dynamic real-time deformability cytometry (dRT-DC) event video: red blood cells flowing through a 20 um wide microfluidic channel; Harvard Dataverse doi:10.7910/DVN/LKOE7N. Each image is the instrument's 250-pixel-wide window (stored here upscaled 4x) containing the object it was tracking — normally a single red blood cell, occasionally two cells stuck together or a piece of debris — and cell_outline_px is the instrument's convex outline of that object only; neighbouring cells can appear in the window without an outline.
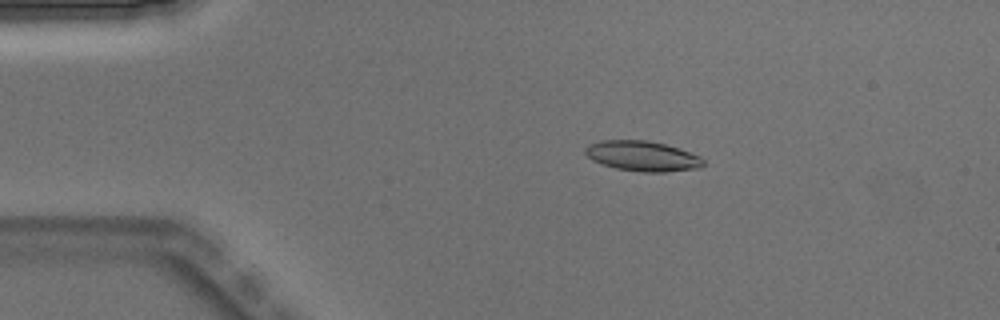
{"species": "Egyptian fruit bat (a non-hibernating species)", "species_latin": "Rousettus aegyptiacus", "temperature_condition": "warm", "stored_images_in_passage": 5, "camera_frame_rate_fps": 3000, "um_per_image_px": 0.085, "animal": {"sex": "male"}, "frame": {"image": 1, "passage_image": 2, "time_ms": 0.333, "image_size_px": [1000, 320], "cell_outline_px": [[704, 164], [700, 168], [664, 172], [644, 172], [616, 168], [592, 160], [584, 152], [584, 148], [588, 144], [600, 140], [648, 140], [680, 148], [700, 156], [704, 160]], "centroid_in_image_um": [54.61, 13.25], "position_along_channel_um": 30.4, "area_um2": 20.81}}
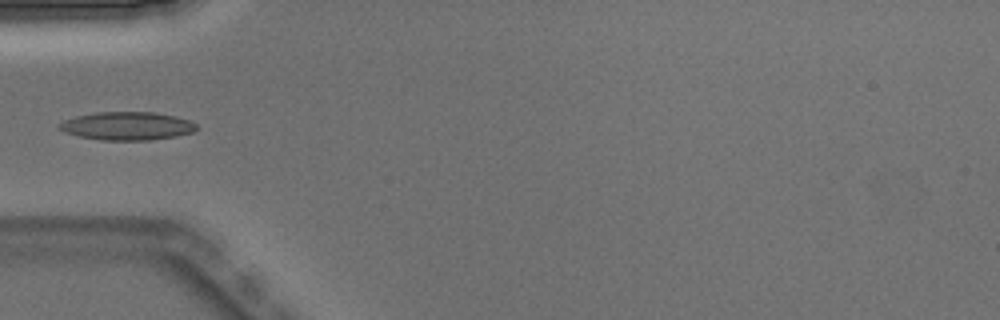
{"frame": {"image": 2, "passage_image": 4, "time_ms": 1.0, "image_size_px": [1000, 320], "cell_outline_px": [[196, 128], [192, 132], [176, 136], [152, 140], [100, 140], [80, 136], [64, 132], [56, 128], [56, 124], [64, 120], [76, 116], [96, 112], [156, 112], [176, 116], [188, 120], [196, 124]], "centroid_in_image_um": [10.76, 10.7], "position_along_channel_um": 74.2, "area_um2": 22.66}}